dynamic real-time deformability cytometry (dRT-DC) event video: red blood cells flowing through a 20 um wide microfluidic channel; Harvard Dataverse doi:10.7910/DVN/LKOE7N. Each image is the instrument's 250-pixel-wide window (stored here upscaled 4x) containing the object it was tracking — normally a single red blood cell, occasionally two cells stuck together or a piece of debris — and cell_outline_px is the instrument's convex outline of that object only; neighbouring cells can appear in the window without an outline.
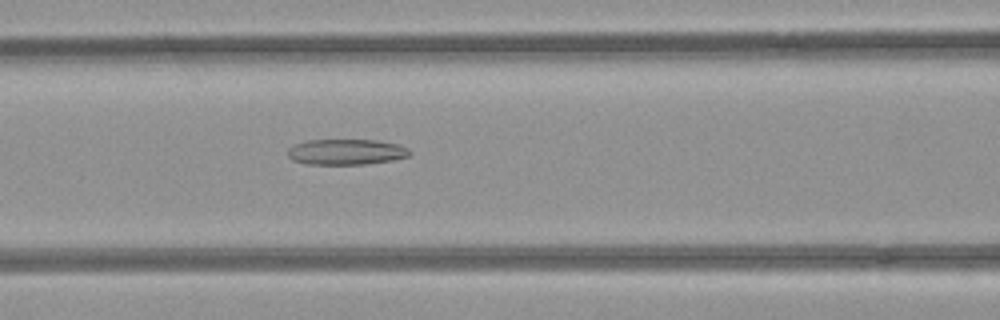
{"species": "common noctule bat (a hibernating species)", "species_latin": "Nyctalus noctula", "temperature_condition": "room temperature", "stored_images_in_passage": 34, "camera_frame_rate_fps": 3000, "um_per_image_px": 0.085, "animal": {"sex": "female", "body_mass_g": 21.9}, "frame": {"image": 1, "passage_image": 8, "time_ms": 2.333, "image_size_px": [1000, 320], "cell_outline_px": [[412, 152], [408, 156], [396, 160], [368, 164], [304, 164], [292, 160], [288, 156], [288, 148], [296, 144], [308, 140], [376, 140], [396, 144], [408, 148]], "centroid_in_image_um": [29.44, 12.92], "position_along_channel_um": 137.2, "area_um2": 18.32}}
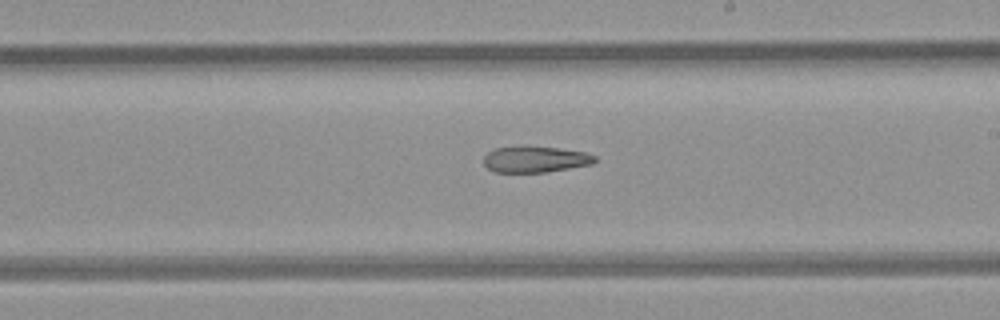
{"frame": {"image": 2, "passage_image": 16, "time_ms": 5.0, "image_size_px": [1000, 320], "cell_outline_px": [[596, 160], [592, 164], [548, 172], [496, 172], [488, 168], [484, 164], [484, 156], [488, 152], [496, 148], [556, 148], [584, 152], [596, 156]], "centroid_in_image_um": [45.52, 13.57], "position_along_channel_um": 243.5, "area_um2": 16.36}}
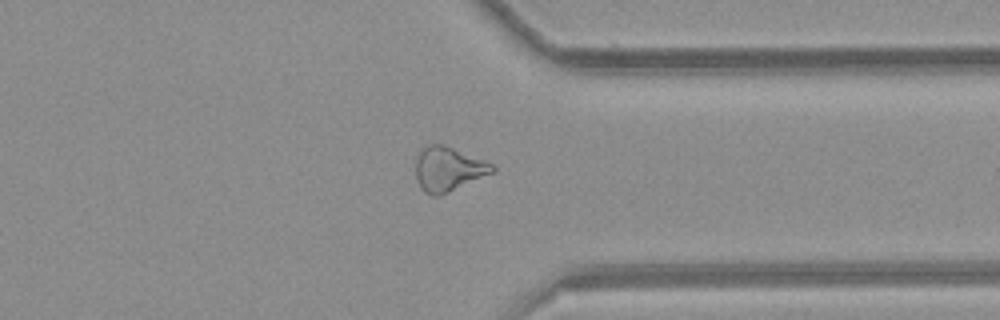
{"frame": {"image": 3, "passage_image": 26, "time_ms": 8.333, "image_size_px": [1000, 320], "cell_outline_px": [[496, 172], [440, 196], [432, 196], [424, 192], [420, 188], [416, 180], [416, 160], [420, 148], [428, 144], [440, 144], [452, 148], [484, 160], [492, 164], [496, 168]], "centroid_in_image_um": [38.09, 14.39], "position_along_channel_um": 373.3, "area_um2": 20.0}, "authors_computed_cell_mechanics": {"area_um2": 18.6405, "velocity_mm_per_s": 3.9898, "shape_relaxation_time_tau1_ms": null, "shape_relaxation_time_tau2_ms": 4.7266, "deformation_change_tau1": null, "deformation_change_tau2": 0.1543}}